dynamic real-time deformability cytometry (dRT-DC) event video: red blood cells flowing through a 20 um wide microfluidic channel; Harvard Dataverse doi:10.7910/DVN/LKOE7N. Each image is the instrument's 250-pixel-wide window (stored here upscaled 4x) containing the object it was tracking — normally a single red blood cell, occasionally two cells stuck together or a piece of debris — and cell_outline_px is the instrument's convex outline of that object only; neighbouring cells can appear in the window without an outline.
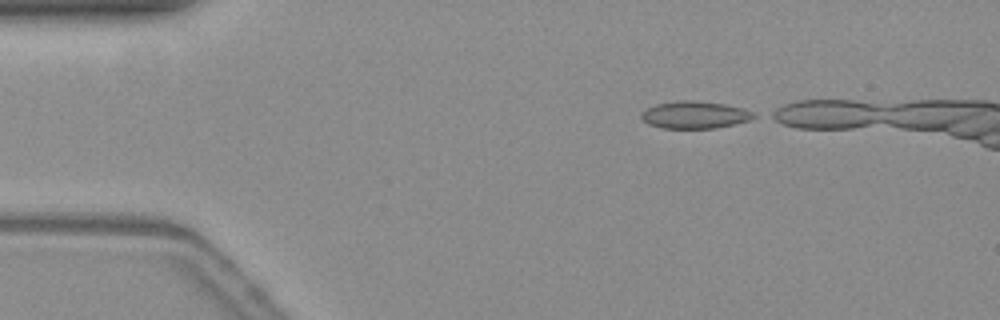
{"species": "common noctule bat (a hibernating species)", "species_latin": "Nyctalus noctula", "temperature_condition": "warm", "stored_images_in_passage": 12, "camera_frame_rate_fps": 3000, "um_per_image_px": 0.085, "animal": {"sex": "female", "body_mass_g": 19.3, "forearm_length_mm": 54.1}, "frame": {"image": 1, "passage_image": 1, "time_ms": 0.0, "image_size_px": [1000, 320], "cell_outline_px": [[756, 116], [748, 120], [716, 128], [664, 128], [648, 124], [640, 116], [640, 112], [656, 104], [680, 100], [692, 100], [724, 104], [744, 108], [756, 112]], "centroid_in_image_um": [59.06, 9.75], "position_along_channel_um": 25.9, "area_um2": 17.8}}
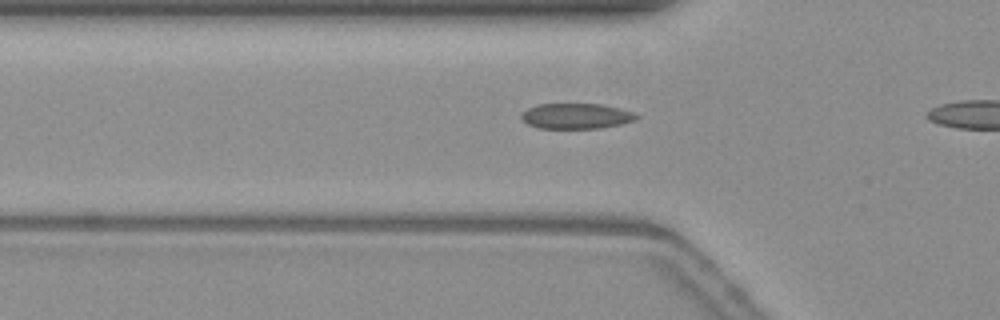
{"frame": {"image": 2, "passage_image": 10, "time_ms": 3.0, "image_size_px": [1000, 320], "cell_outline_px": [[640, 116], [636, 120], [620, 124], [600, 128], [536, 128], [528, 124], [520, 116], [528, 108], [536, 104], [600, 104], [620, 108], [632, 112]], "centroid_in_image_um": [48.99, 9.86], "position_along_channel_um": 76.8, "area_um2": 16.99}}